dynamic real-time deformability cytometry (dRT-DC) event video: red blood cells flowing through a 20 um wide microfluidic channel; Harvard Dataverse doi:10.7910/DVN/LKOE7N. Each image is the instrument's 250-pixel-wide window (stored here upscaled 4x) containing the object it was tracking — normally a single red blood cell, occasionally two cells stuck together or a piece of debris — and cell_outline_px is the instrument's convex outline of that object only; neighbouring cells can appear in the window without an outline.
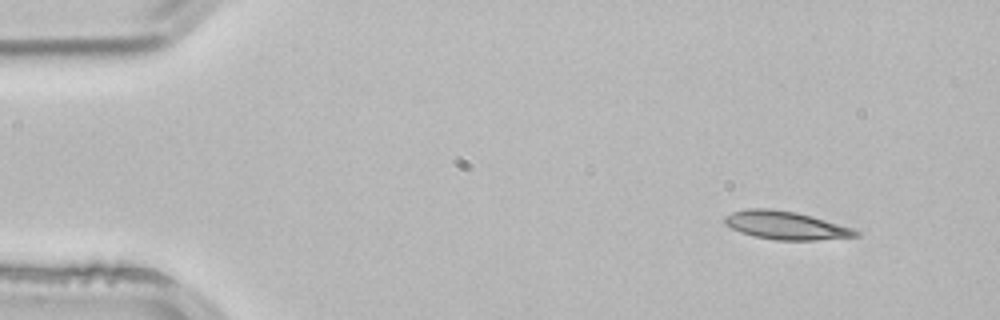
{"species": "common noctule bat (a hibernating species)", "species_latin": "Nyctalus noctula", "temperature_condition": "room temperature", "stored_images_in_passage": 3, "camera_frame_rate_fps": 3000, "um_per_image_px": 0.085, "animal": {"sex": "male", "body_mass_g": 21.5, "forearm_length_mm": 52.0}, "frame": {"image": 1, "passage_image": 1, "time_ms": 0.0, "image_size_px": [1000, 320], "cell_outline_px": [[860, 236], [816, 240], [776, 240], [756, 236], [740, 232], [724, 224], [724, 216], [732, 212], [748, 208], [768, 208], [796, 212], [812, 216], [852, 228], [860, 232]], "centroid_in_image_um": [66.78, 19.15], "position_along_channel_um": 18.2, "area_um2": 21.44}}
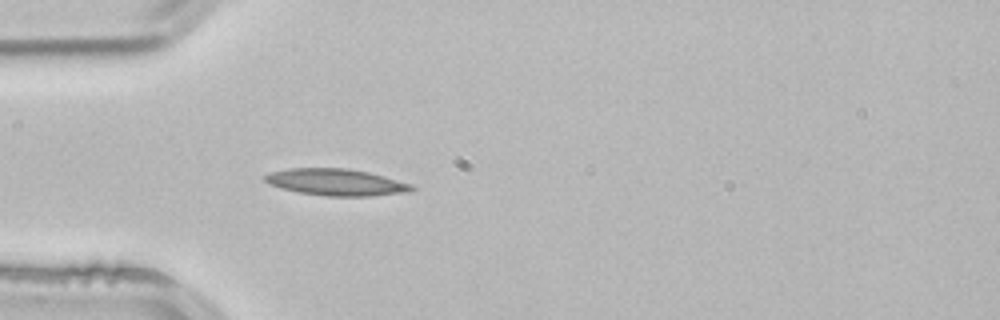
{"frame": {"image": 2, "passage_image": 3, "time_ms": 0.667, "image_size_px": [1000, 320], "cell_outline_px": [[416, 188], [408, 192], [372, 196], [328, 196], [300, 192], [280, 188], [268, 184], [264, 180], [264, 176], [272, 172], [288, 168], [348, 168], [368, 172], [384, 176], [412, 184]], "centroid_in_image_um": [28.58, 15.48], "position_along_channel_um": 56.4, "area_um2": 22.83}}